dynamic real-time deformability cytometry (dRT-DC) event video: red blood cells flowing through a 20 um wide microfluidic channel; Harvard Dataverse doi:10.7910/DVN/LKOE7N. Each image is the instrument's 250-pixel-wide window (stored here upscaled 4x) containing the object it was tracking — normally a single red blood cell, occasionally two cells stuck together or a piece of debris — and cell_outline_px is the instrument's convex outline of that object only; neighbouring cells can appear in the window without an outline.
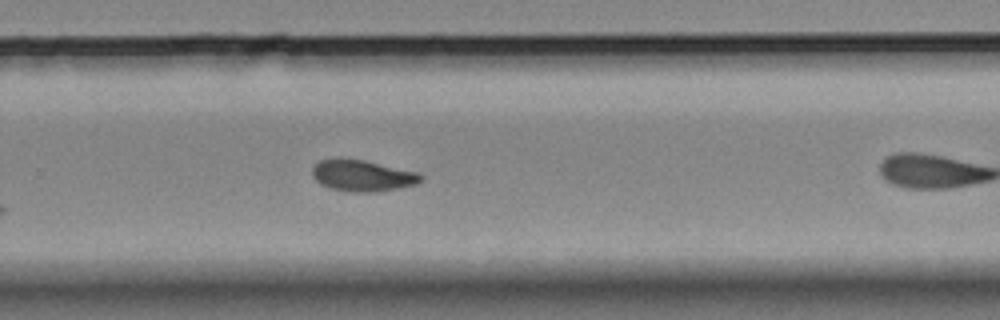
{"species": "Egyptian fruit bat (a non-hibernating species)", "species_latin": "Rousettus aegyptiacus", "temperature_condition": "room temperature", "stored_images_in_passage": 9, "segment_of_instrument_passage": [1, 2], "camera_frame_rate_fps": 3000, "um_per_image_px": 0.085, "animal": {"sex": "female"}, "frame": {"image": 1, "passage_image": 8, "time_ms": 9.667, "image_size_px": [1000, 320], "cell_outline_px": [[424, 180], [416, 184], [376, 192], [348, 192], [332, 188], [320, 184], [312, 176], [312, 168], [320, 160], [336, 156], [340, 156], [364, 160], [420, 172], [424, 176]], "centroid_in_image_um": [30.8, 14.9], "position_along_channel_um": 299.0, "area_um2": 20.35}}